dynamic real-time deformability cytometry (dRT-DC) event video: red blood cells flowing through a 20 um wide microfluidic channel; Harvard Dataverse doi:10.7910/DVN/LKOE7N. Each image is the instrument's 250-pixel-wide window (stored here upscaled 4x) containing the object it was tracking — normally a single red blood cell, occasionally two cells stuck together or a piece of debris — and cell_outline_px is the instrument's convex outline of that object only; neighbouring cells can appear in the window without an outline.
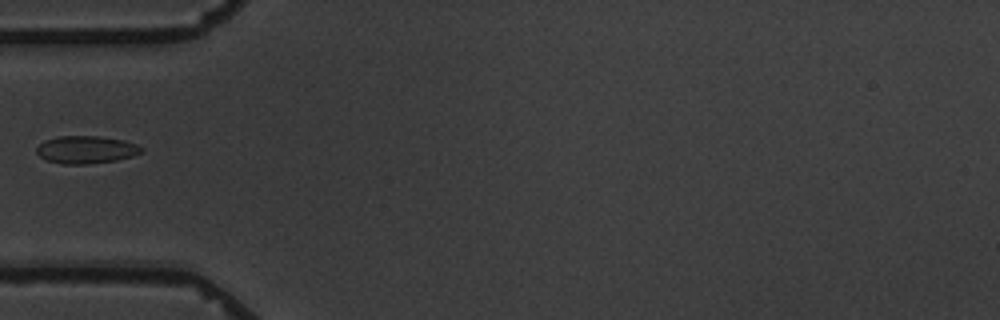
{"species": "common noctule bat (a hibernating species)", "species_latin": "Nyctalus noctula", "temperature_condition": "warm", "stored_images_in_passage": 6, "camera_frame_rate_fps": 3000, "um_per_image_px": 0.085, "animal": {"sex": "male", "body_mass_g": 19.5, "forearm_length_mm": 54.6}, "frame": {"image": 1, "passage_image": 6, "time_ms": 5.667, "image_size_px": [1000, 320], "cell_outline_px": [[144, 152], [132, 156], [116, 160], [88, 164], [64, 164], [48, 160], [40, 156], [36, 152], [36, 148], [44, 140], [56, 136], [100, 136], [124, 140], [136, 144], [144, 148]], "centroid_in_image_um": [7.34, 12.71], "position_along_channel_um": 77.7, "area_um2": 16.94}}